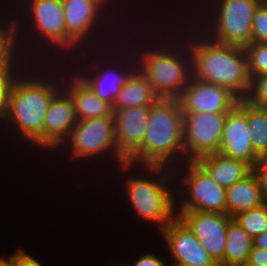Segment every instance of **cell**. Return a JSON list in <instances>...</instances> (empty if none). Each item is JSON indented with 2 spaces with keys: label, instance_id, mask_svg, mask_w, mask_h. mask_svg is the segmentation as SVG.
Wrapping results in <instances>:
<instances>
[{
  "label": "cell",
  "instance_id": "obj_1",
  "mask_svg": "<svg viewBox=\"0 0 267 266\" xmlns=\"http://www.w3.org/2000/svg\"><path fill=\"white\" fill-rule=\"evenodd\" d=\"M180 153V155H179ZM184 165L183 112L178 99L160 98L150 106L146 135L142 146L120 167L122 170L143 166H166L173 160ZM183 155V157H182ZM139 162V163H137ZM169 162H171L169 164Z\"/></svg>",
  "mask_w": 267,
  "mask_h": 266
},
{
  "label": "cell",
  "instance_id": "obj_2",
  "mask_svg": "<svg viewBox=\"0 0 267 266\" xmlns=\"http://www.w3.org/2000/svg\"><path fill=\"white\" fill-rule=\"evenodd\" d=\"M203 34V38L198 34V39L188 41L192 77L226 87L244 99L251 80L244 47L218 43Z\"/></svg>",
  "mask_w": 267,
  "mask_h": 266
},
{
  "label": "cell",
  "instance_id": "obj_3",
  "mask_svg": "<svg viewBox=\"0 0 267 266\" xmlns=\"http://www.w3.org/2000/svg\"><path fill=\"white\" fill-rule=\"evenodd\" d=\"M29 70H24L25 76L19 75L14 82L5 122L13 123V127L26 141L43 148L45 114L52 98L62 89L63 83L50 81L47 79L50 76L43 80L41 76L37 78V74L36 77L32 74L29 76Z\"/></svg>",
  "mask_w": 267,
  "mask_h": 266
},
{
  "label": "cell",
  "instance_id": "obj_4",
  "mask_svg": "<svg viewBox=\"0 0 267 266\" xmlns=\"http://www.w3.org/2000/svg\"><path fill=\"white\" fill-rule=\"evenodd\" d=\"M151 174L160 176L158 180L149 177H129L126 180V192L130 203L140 218L158 225L163 229L176 217L175 192H172L166 184V180H172L173 172H178V166L173 171H168L166 166H144ZM172 171V172H171ZM171 172V174H170ZM162 174V175H161ZM174 194V195H173Z\"/></svg>",
  "mask_w": 267,
  "mask_h": 266
},
{
  "label": "cell",
  "instance_id": "obj_5",
  "mask_svg": "<svg viewBox=\"0 0 267 266\" xmlns=\"http://www.w3.org/2000/svg\"><path fill=\"white\" fill-rule=\"evenodd\" d=\"M152 47L156 51H142L137 68L151 82L159 98L178 99L192 76L189 47L179 46L176 52L170 46Z\"/></svg>",
  "mask_w": 267,
  "mask_h": 266
},
{
  "label": "cell",
  "instance_id": "obj_6",
  "mask_svg": "<svg viewBox=\"0 0 267 266\" xmlns=\"http://www.w3.org/2000/svg\"><path fill=\"white\" fill-rule=\"evenodd\" d=\"M263 1L218 0L207 37L218 43L245 47L251 43L253 16Z\"/></svg>",
  "mask_w": 267,
  "mask_h": 266
},
{
  "label": "cell",
  "instance_id": "obj_7",
  "mask_svg": "<svg viewBox=\"0 0 267 266\" xmlns=\"http://www.w3.org/2000/svg\"><path fill=\"white\" fill-rule=\"evenodd\" d=\"M66 143L71 146L70 153L73 159L94 157L108 151L115 156L118 165L127 162L118 150L113 115L78 121Z\"/></svg>",
  "mask_w": 267,
  "mask_h": 266
},
{
  "label": "cell",
  "instance_id": "obj_8",
  "mask_svg": "<svg viewBox=\"0 0 267 266\" xmlns=\"http://www.w3.org/2000/svg\"><path fill=\"white\" fill-rule=\"evenodd\" d=\"M229 112H183V145L186 161L219 153Z\"/></svg>",
  "mask_w": 267,
  "mask_h": 266
},
{
  "label": "cell",
  "instance_id": "obj_9",
  "mask_svg": "<svg viewBox=\"0 0 267 266\" xmlns=\"http://www.w3.org/2000/svg\"><path fill=\"white\" fill-rule=\"evenodd\" d=\"M185 162V167H188L185 171L187 176L182 177L181 183L186 187L182 186L177 190L179 191L177 195L183 197L187 195V198L183 199L181 207H178L180 211L226 213V189L220 186L197 161Z\"/></svg>",
  "mask_w": 267,
  "mask_h": 266
},
{
  "label": "cell",
  "instance_id": "obj_10",
  "mask_svg": "<svg viewBox=\"0 0 267 266\" xmlns=\"http://www.w3.org/2000/svg\"><path fill=\"white\" fill-rule=\"evenodd\" d=\"M176 216L190 229L214 261L222 266L226 234L230 221L227 213L179 211Z\"/></svg>",
  "mask_w": 267,
  "mask_h": 266
},
{
  "label": "cell",
  "instance_id": "obj_11",
  "mask_svg": "<svg viewBox=\"0 0 267 266\" xmlns=\"http://www.w3.org/2000/svg\"><path fill=\"white\" fill-rule=\"evenodd\" d=\"M175 266H219L190 229L176 216L160 230Z\"/></svg>",
  "mask_w": 267,
  "mask_h": 266
},
{
  "label": "cell",
  "instance_id": "obj_12",
  "mask_svg": "<svg viewBox=\"0 0 267 266\" xmlns=\"http://www.w3.org/2000/svg\"><path fill=\"white\" fill-rule=\"evenodd\" d=\"M182 112H230L239 98L228 88L191 76L178 98Z\"/></svg>",
  "mask_w": 267,
  "mask_h": 266
},
{
  "label": "cell",
  "instance_id": "obj_13",
  "mask_svg": "<svg viewBox=\"0 0 267 266\" xmlns=\"http://www.w3.org/2000/svg\"><path fill=\"white\" fill-rule=\"evenodd\" d=\"M28 12L35 30L53 48L68 50V32L64 20L62 0H29ZM46 39V40H45ZM48 42V43H47ZM56 45V46H55Z\"/></svg>",
  "mask_w": 267,
  "mask_h": 266
},
{
  "label": "cell",
  "instance_id": "obj_14",
  "mask_svg": "<svg viewBox=\"0 0 267 266\" xmlns=\"http://www.w3.org/2000/svg\"><path fill=\"white\" fill-rule=\"evenodd\" d=\"M78 123L71 96L62 88L51 100L43 123V149L65 145Z\"/></svg>",
  "mask_w": 267,
  "mask_h": 266
},
{
  "label": "cell",
  "instance_id": "obj_15",
  "mask_svg": "<svg viewBox=\"0 0 267 266\" xmlns=\"http://www.w3.org/2000/svg\"><path fill=\"white\" fill-rule=\"evenodd\" d=\"M150 106H135L113 112L119 153L128 160L143 144Z\"/></svg>",
  "mask_w": 267,
  "mask_h": 266
},
{
  "label": "cell",
  "instance_id": "obj_16",
  "mask_svg": "<svg viewBox=\"0 0 267 266\" xmlns=\"http://www.w3.org/2000/svg\"><path fill=\"white\" fill-rule=\"evenodd\" d=\"M219 154L242 160L251 167L259 159L252 149L247 117L237 106L227 114Z\"/></svg>",
  "mask_w": 267,
  "mask_h": 266
},
{
  "label": "cell",
  "instance_id": "obj_17",
  "mask_svg": "<svg viewBox=\"0 0 267 266\" xmlns=\"http://www.w3.org/2000/svg\"><path fill=\"white\" fill-rule=\"evenodd\" d=\"M68 32V50L79 46L88 37L104 10L94 0H62ZM92 28V29H91ZM90 31V32H89ZM79 44V45H78ZM74 47V48H72Z\"/></svg>",
  "mask_w": 267,
  "mask_h": 266
},
{
  "label": "cell",
  "instance_id": "obj_18",
  "mask_svg": "<svg viewBox=\"0 0 267 266\" xmlns=\"http://www.w3.org/2000/svg\"><path fill=\"white\" fill-rule=\"evenodd\" d=\"M69 80L62 82L66 83L62 88L73 100L78 121L113 115L112 105L98 97L77 74H72Z\"/></svg>",
  "mask_w": 267,
  "mask_h": 266
},
{
  "label": "cell",
  "instance_id": "obj_19",
  "mask_svg": "<svg viewBox=\"0 0 267 266\" xmlns=\"http://www.w3.org/2000/svg\"><path fill=\"white\" fill-rule=\"evenodd\" d=\"M197 162L225 189L252 172L248 163L219 153L203 156Z\"/></svg>",
  "mask_w": 267,
  "mask_h": 266
},
{
  "label": "cell",
  "instance_id": "obj_20",
  "mask_svg": "<svg viewBox=\"0 0 267 266\" xmlns=\"http://www.w3.org/2000/svg\"><path fill=\"white\" fill-rule=\"evenodd\" d=\"M135 67L136 70L114 99L113 112L135 106H151L160 99L151 82L137 68L138 66Z\"/></svg>",
  "mask_w": 267,
  "mask_h": 266
},
{
  "label": "cell",
  "instance_id": "obj_21",
  "mask_svg": "<svg viewBox=\"0 0 267 266\" xmlns=\"http://www.w3.org/2000/svg\"><path fill=\"white\" fill-rule=\"evenodd\" d=\"M262 203L259 182L253 172L226 189V213L232 218Z\"/></svg>",
  "mask_w": 267,
  "mask_h": 266
},
{
  "label": "cell",
  "instance_id": "obj_22",
  "mask_svg": "<svg viewBox=\"0 0 267 266\" xmlns=\"http://www.w3.org/2000/svg\"><path fill=\"white\" fill-rule=\"evenodd\" d=\"M107 70L105 72L102 71L100 74L97 73L96 75L93 73L95 77H87V74L85 75L86 77L83 74L79 75L77 73V75L93 90L98 97L112 105L115 97L120 92L121 87L126 84L127 80L136 69L135 67L133 69V67L131 68L126 66V69H123V72L117 68H114V72H112L113 70L110 71L109 68ZM125 70L128 71L126 72Z\"/></svg>",
  "mask_w": 267,
  "mask_h": 266
},
{
  "label": "cell",
  "instance_id": "obj_23",
  "mask_svg": "<svg viewBox=\"0 0 267 266\" xmlns=\"http://www.w3.org/2000/svg\"><path fill=\"white\" fill-rule=\"evenodd\" d=\"M253 246V237L232 219L227 229L222 266H245Z\"/></svg>",
  "mask_w": 267,
  "mask_h": 266
},
{
  "label": "cell",
  "instance_id": "obj_24",
  "mask_svg": "<svg viewBox=\"0 0 267 266\" xmlns=\"http://www.w3.org/2000/svg\"><path fill=\"white\" fill-rule=\"evenodd\" d=\"M247 117L252 149L258 157L267 155V110L254 106L245 99L236 105Z\"/></svg>",
  "mask_w": 267,
  "mask_h": 266
},
{
  "label": "cell",
  "instance_id": "obj_25",
  "mask_svg": "<svg viewBox=\"0 0 267 266\" xmlns=\"http://www.w3.org/2000/svg\"><path fill=\"white\" fill-rule=\"evenodd\" d=\"M16 21L18 20H12V26L0 37V74L23 73V70H21L22 67H20L23 66V64L21 62H17V58L15 57L16 53L18 52L16 51V48H18V40L16 38L18 37V30L20 28V26L18 27L19 23Z\"/></svg>",
  "mask_w": 267,
  "mask_h": 266
},
{
  "label": "cell",
  "instance_id": "obj_26",
  "mask_svg": "<svg viewBox=\"0 0 267 266\" xmlns=\"http://www.w3.org/2000/svg\"><path fill=\"white\" fill-rule=\"evenodd\" d=\"M233 220L253 238L262 234L267 229V202L235 215Z\"/></svg>",
  "mask_w": 267,
  "mask_h": 266
},
{
  "label": "cell",
  "instance_id": "obj_27",
  "mask_svg": "<svg viewBox=\"0 0 267 266\" xmlns=\"http://www.w3.org/2000/svg\"><path fill=\"white\" fill-rule=\"evenodd\" d=\"M244 49L250 78L267 73V42H251Z\"/></svg>",
  "mask_w": 267,
  "mask_h": 266
},
{
  "label": "cell",
  "instance_id": "obj_28",
  "mask_svg": "<svg viewBox=\"0 0 267 266\" xmlns=\"http://www.w3.org/2000/svg\"><path fill=\"white\" fill-rule=\"evenodd\" d=\"M244 99L254 106H267V73L251 77L250 89Z\"/></svg>",
  "mask_w": 267,
  "mask_h": 266
},
{
  "label": "cell",
  "instance_id": "obj_29",
  "mask_svg": "<svg viewBox=\"0 0 267 266\" xmlns=\"http://www.w3.org/2000/svg\"><path fill=\"white\" fill-rule=\"evenodd\" d=\"M251 42H267V1L264 0L256 9L252 21Z\"/></svg>",
  "mask_w": 267,
  "mask_h": 266
},
{
  "label": "cell",
  "instance_id": "obj_30",
  "mask_svg": "<svg viewBox=\"0 0 267 266\" xmlns=\"http://www.w3.org/2000/svg\"><path fill=\"white\" fill-rule=\"evenodd\" d=\"M20 74H0V121H5L12 87Z\"/></svg>",
  "mask_w": 267,
  "mask_h": 266
},
{
  "label": "cell",
  "instance_id": "obj_31",
  "mask_svg": "<svg viewBox=\"0 0 267 266\" xmlns=\"http://www.w3.org/2000/svg\"><path fill=\"white\" fill-rule=\"evenodd\" d=\"M252 172L258 179L263 201L267 202V155L259 157Z\"/></svg>",
  "mask_w": 267,
  "mask_h": 266
},
{
  "label": "cell",
  "instance_id": "obj_32",
  "mask_svg": "<svg viewBox=\"0 0 267 266\" xmlns=\"http://www.w3.org/2000/svg\"><path fill=\"white\" fill-rule=\"evenodd\" d=\"M0 260L6 266H43L34 257L24 251V249L17 250L10 258L5 260L0 257Z\"/></svg>",
  "mask_w": 267,
  "mask_h": 266
},
{
  "label": "cell",
  "instance_id": "obj_33",
  "mask_svg": "<svg viewBox=\"0 0 267 266\" xmlns=\"http://www.w3.org/2000/svg\"><path fill=\"white\" fill-rule=\"evenodd\" d=\"M245 266H267V249L253 246Z\"/></svg>",
  "mask_w": 267,
  "mask_h": 266
},
{
  "label": "cell",
  "instance_id": "obj_34",
  "mask_svg": "<svg viewBox=\"0 0 267 266\" xmlns=\"http://www.w3.org/2000/svg\"><path fill=\"white\" fill-rule=\"evenodd\" d=\"M134 263L133 265L128 264L127 266H168L164 260L151 253L140 256Z\"/></svg>",
  "mask_w": 267,
  "mask_h": 266
},
{
  "label": "cell",
  "instance_id": "obj_35",
  "mask_svg": "<svg viewBox=\"0 0 267 266\" xmlns=\"http://www.w3.org/2000/svg\"><path fill=\"white\" fill-rule=\"evenodd\" d=\"M253 244L255 247L267 249V229L253 238Z\"/></svg>",
  "mask_w": 267,
  "mask_h": 266
},
{
  "label": "cell",
  "instance_id": "obj_36",
  "mask_svg": "<svg viewBox=\"0 0 267 266\" xmlns=\"http://www.w3.org/2000/svg\"><path fill=\"white\" fill-rule=\"evenodd\" d=\"M11 22H8V25L6 23V26L4 24V28H3V25L0 26V37L11 27Z\"/></svg>",
  "mask_w": 267,
  "mask_h": 266
},
{
  "label": "cell",
  "instance_id": "obj_37",
  "mask_svg": "<svg viewBox=\"0 0 267 266\" xmlns=\"http://www.w3.org/2000/svg\"><path fill=\"white\" fill-rule=\"evenodd\" d=\"M98 5H100L103 9H105L104 5H106V3H109V0H94Z\"/></svg>",
  "mask_w": 267,
  "mask_h": 266
},
{
  "label": "cell",
  "instance_id": "obj_38",
  "mask_svg": "<svg viewBox=\"0 0 267 266\" xmlns=\"http://www.w3.org/2000/svg\"><path fill=\"white\" fill-rule=\"evenodd\" d=\"M112 266H127L126 264H117V265H112Z\"/></svg>",
  "mask_w": 267,
  "mask_h": 266
},
{
  "label": "cell",
  "instance_id": "obj_39",
  "mask_svg": "<svg viewBox=\"0 0 267 266\" xmlns=\"http://www.w3.org/2000/svg\"><path fill=\"white\" fill-rule=\"evenodd\" d=\"M0 266H6V265L0 260Z\"/></svg>",
  "mask_w": 267,
  "mask_h": 266
}]
</instances>
